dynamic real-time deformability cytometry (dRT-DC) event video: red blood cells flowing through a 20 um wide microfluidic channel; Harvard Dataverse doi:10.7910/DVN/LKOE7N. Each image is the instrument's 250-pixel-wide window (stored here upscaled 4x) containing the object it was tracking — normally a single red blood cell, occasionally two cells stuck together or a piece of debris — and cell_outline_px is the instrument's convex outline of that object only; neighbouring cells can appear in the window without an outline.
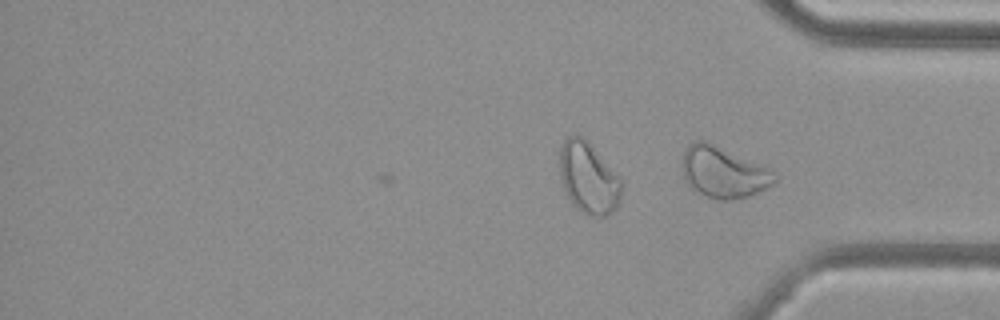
{"species": "common noctule bat (a hibernating species)", "species_latin": "Nyctalus noctula", "temperature_condition": "cold", "stored_images_in_passage": 34, "camera_frame_rate_fps": 3000, "um_per_image_px": 0.085, "animal": {"sex": "female", "body_mass_g": 29.2, "forearm_length_mm": 56.3}, "frame": {"image": 1, "passage_image": 34, "time_ms": 11.0, "image_size_px": [1000, 320], "cell_outline_px": [[776, 180], [768, 188], [748, 196], [732, 200], [724, 200], [708, 196], [692, 188], [688, 184], [684, 176], [680, 160], [688, 144], [696, 140], [704, 140], [764, 164], [772, 168], [776, 172]], "centroid_in_image_um": [61.53, 14.61], "position_along_channel_um": 373.7, "area_um2": 27.86}}